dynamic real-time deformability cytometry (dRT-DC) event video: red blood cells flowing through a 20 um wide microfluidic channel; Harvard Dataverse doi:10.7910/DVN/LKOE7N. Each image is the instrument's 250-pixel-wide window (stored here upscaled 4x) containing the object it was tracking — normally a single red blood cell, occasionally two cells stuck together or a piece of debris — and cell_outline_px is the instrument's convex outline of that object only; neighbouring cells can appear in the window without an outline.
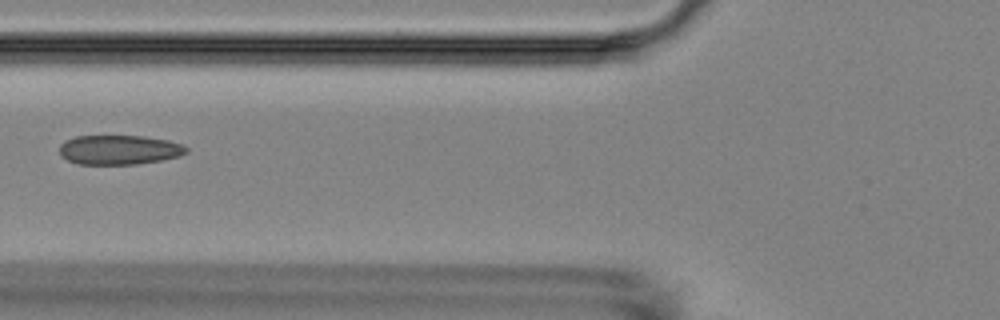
{"species": "Egyptian fruit bat (a non-hibernating species)", "species_latin": "Rousettus aegyptiacus", "temperature_condition": "room temperature", "stored_images_in_passage": 2, "camera_frame_rate_fps": 3000, "um_per_image_px": 0.085, "animal": {"sex": "female"}, "frame": {"image": 1, "passage_image": 2, "time_ms": 1.333, "image_size_px": [1000, 320], "cell_outline_px": [[188, 152], [180, 156], [160, 160], [136, 164], [76, 164], [60, 156], [60, 144], [64, 140], [76, 136], [144, 136], [168, 140], [180, 144], [188, 148]], "centroid_in_image_um": [10.11, 12.73], "position_along_channel_um": 115.7, "area_um2": 21.85}}